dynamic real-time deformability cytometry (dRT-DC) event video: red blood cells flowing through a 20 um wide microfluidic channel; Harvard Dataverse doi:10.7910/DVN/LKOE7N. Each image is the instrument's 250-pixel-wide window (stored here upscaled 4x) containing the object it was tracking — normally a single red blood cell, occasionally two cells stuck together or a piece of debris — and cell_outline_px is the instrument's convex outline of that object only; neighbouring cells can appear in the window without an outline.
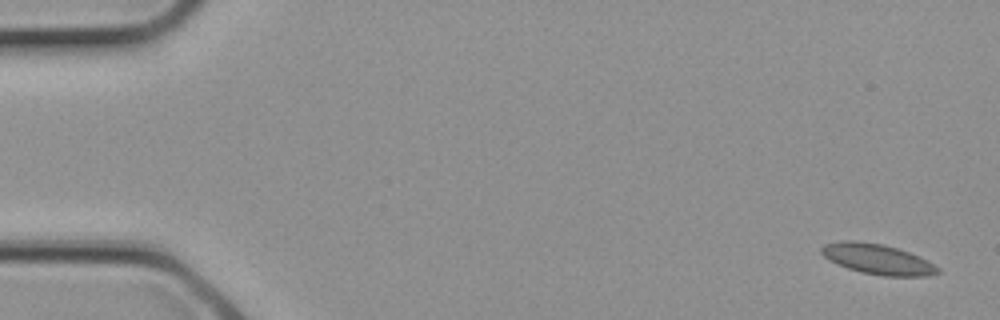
{"species": "common noctule bat (a hibernating species)", "species_latin": "Nyctalus noctula", "temperature_condition": "cold", "stored_images_in_passage": 3, "camera_frame_rate_fps": 3000, "um_per_image_px": 0.085, "animal": {"sex": "female", "body_mass_g": 21.9}, "frame": {"image": 1, "passage_image": 3, "time_ms": 0.667, "image_size_px": [1000, 320], "cell_outline_px": [[940, 272], [928, 276], [884, 276], [860, 272], [836, 264], [828, 260], [820, 252], [820, 248], [824, 244], [840, 240], [856, 240], [884, 244], [908, 252], [928, 260], [940, 268]], "centroid_in_image_um": [74.56, 22.02], "position_along_channel_um": 10.4, "area_um2": 20.75}}